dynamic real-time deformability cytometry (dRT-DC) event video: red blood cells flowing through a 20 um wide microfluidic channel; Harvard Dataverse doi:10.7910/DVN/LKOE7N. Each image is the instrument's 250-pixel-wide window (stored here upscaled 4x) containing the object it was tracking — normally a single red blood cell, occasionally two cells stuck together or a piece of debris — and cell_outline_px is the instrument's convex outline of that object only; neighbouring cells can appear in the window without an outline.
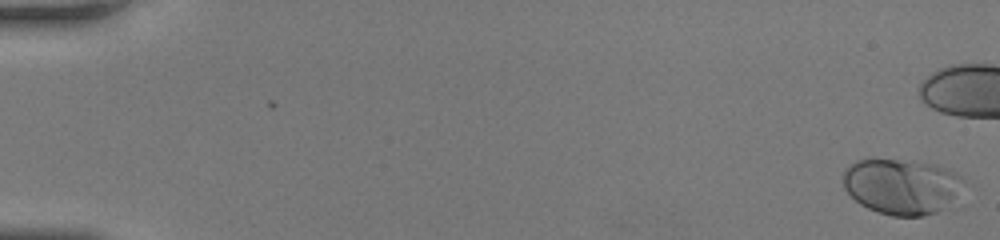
{"species": "human", "species_latin": "Homo sapiens", "temperature_condition": "room temperature", "stored_images_in_passage": 40, "camera_frame_rate_fps": 3000, "um_per_image_px": 0.085, "donor": {"sex": "female"}, "frame": {"image": 1, "passage_image": 1, "time_ms": 0.0, "image_size_px": [1000, 240], "cell_outline_px": [[964, 180], [952, 196], [936, 212], [924, 216], [892, 216], [876, 212], [860, 204], [844, 188], [844, 172], [856, 160], [896, 160], [936, 164], [956, 172]], "centroid_in_image_um": [76.58, 15.84], "position_along_channel_um": 8.4, "area_um2": 37.92}}
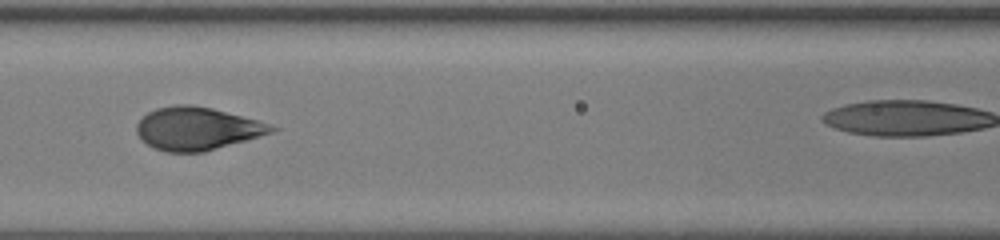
{"frame": {"image": 2, "passage_image": 25, "time_ms": 8.0, "image_size_px": [1000, 240], "cell_outline_px": [[280, 128], [272, 132], [204, 152], [164, 152], [152, 148], [140, 140], [136, 132], [136, 124], [148, 112], [156, 108], [176, 104], [188, 104], [212, 108], [256, 120]], "centroid_in_image_um": [16.68, 10.94], "position_along_channel_um": 149.9, "area_um2": 33.58}}
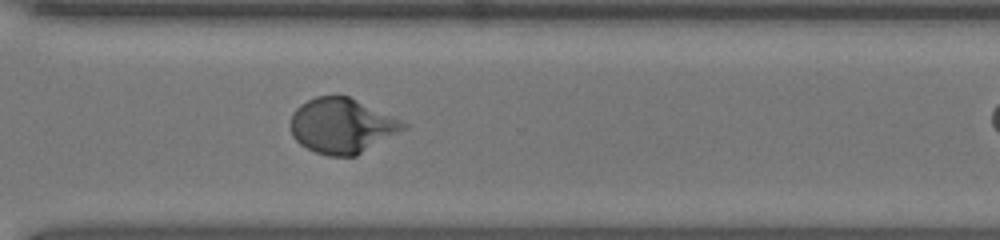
{"frame": {"image": 3, "passage_image": 39, "time_ms": 12.667, "image_size_px": [1000, 240], "cell_outline_px": [[408, 128], [356, 156], [328, 156], [316, 152], [300, 144], [292, 136], [288, 124], [292, 112], [300, 104], [316, 96], [348, 96], [392, 116], [408, 124]], "centroid_in_image_um": [29.03, 10.7], "position_along_channel_um": 341.6, "area_um2": 36.24}}